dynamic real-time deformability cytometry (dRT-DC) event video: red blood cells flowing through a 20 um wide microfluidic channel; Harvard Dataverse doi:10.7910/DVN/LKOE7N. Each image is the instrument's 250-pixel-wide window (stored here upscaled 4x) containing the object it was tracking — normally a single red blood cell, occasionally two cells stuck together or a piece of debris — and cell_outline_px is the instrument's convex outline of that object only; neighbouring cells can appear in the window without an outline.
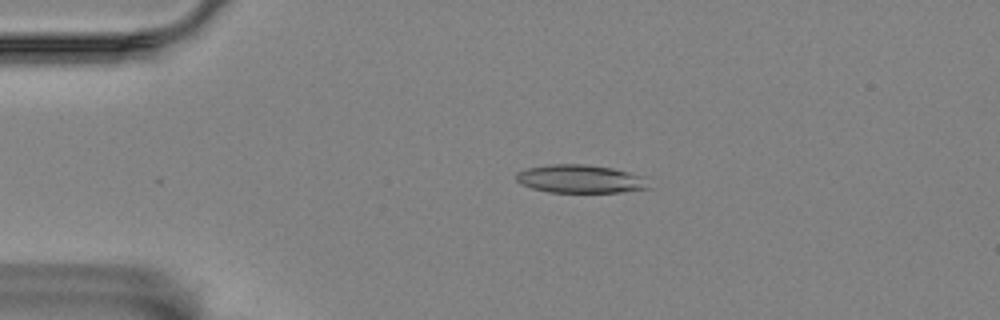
{"species": "Egyptian fruit bat (a non-hibernating species)", "species_latin": "Rousettus aegyptiacus", "temperature_condition": "room temperature", "stored_images_in_passage": 5, "camera_frame_rate_fps": 3000, "um_per_image_px": 0.085, "animal": {"sex": "female"}, "frame": {"image": 1, "passage_image": 4, "time_ms": 3.333, "image_size_px": [1000, 320], "cell_outline_px": [[652, 188], [620, 192], [548, 192], [532, 188], [520, 184], [516, 180], [516, 172], [528, 168], [552, 164], [584, 164], [612, 168], [644, 176]], "centroid_in_image_um": [49.34, 15.21], "position_along_channel_um": 35.7, "area_um2": 21.85}}